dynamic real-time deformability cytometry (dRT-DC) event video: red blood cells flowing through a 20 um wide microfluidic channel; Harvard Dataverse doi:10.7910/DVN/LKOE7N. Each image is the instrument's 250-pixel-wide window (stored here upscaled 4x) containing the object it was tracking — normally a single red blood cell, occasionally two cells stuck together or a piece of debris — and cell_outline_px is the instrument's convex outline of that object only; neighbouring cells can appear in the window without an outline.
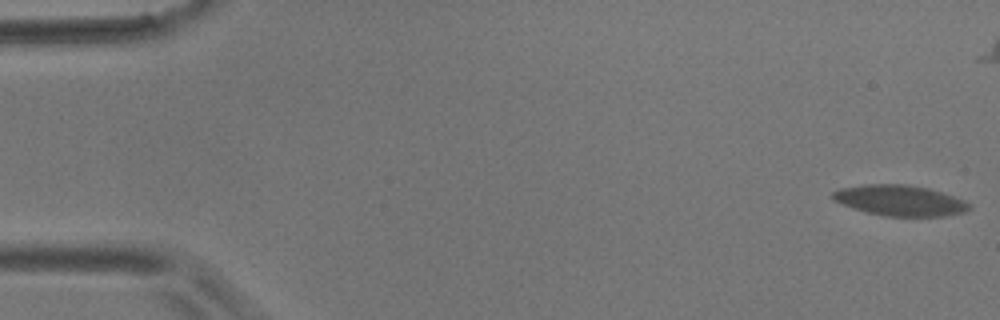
{"species": "common noctule bat (a hibernating species)", "species_latin": "Nyctalus noctula", "temperature_condition": "room temperature", "stored_images_in_passage": 9, "camera_frame_rate_fps": 3000, "um_per_image_px": 0.085, "animal": {"sex": "male", "body_mass_g": 17.9}, "frame": {"image": 1, "passage_image": 1, "time_ms": 0.0, "image_size_px": [1000, 320], "cell_outline_px": [[972, 208], [964, 212], [944, 216], [884, 216], [852, 208], [832, 200], [832, 192], [840, 188], [864, 184], [908, 184], [928, 188], [964, 200], [972, 204]], "centroid_in_image_um": [76.49, 17.04], "position_along_channel_um": 8.5, "area_um2": 24.45}}